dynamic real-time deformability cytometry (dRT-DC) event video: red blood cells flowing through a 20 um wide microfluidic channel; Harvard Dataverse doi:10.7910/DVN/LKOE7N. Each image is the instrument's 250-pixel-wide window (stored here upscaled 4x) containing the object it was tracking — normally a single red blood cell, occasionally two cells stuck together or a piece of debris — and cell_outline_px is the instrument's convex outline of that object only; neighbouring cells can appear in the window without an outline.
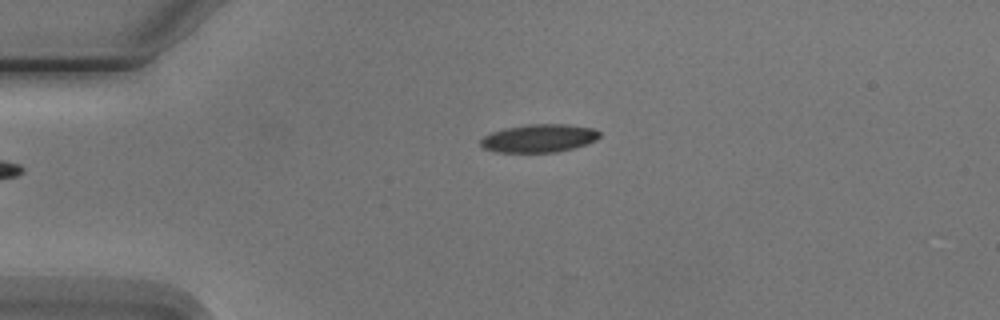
{"species": "Egyptian fruit bat (a non-hibernating species)", "species_latin": "Rousettus aegyptiacus", "temperature_condition": "cold", "stored_images_in_passage": 3, "camera_frame_rate_fps": 3000, "um_per_image_px": 0.085, "animal": {"sex": "male"}, "frame": {"image": 1, "passage_image": 1, "time_ms": 0.0, "image_size_px": [1000, 320], "cell_outline_px": [[600, 136], [596, 140], [572, 148], [556, 152], [496, 152], [484, 148], [480, 144], [480, 140], [484, 136], [492, 132], [504, 128], [524, 124], [568, 124], [592, 128], [600, 132]], "centroid_in_image_um": [45.79, 11.74], "position_along_channel_um": 39.2, "area_um2": 19.42}}
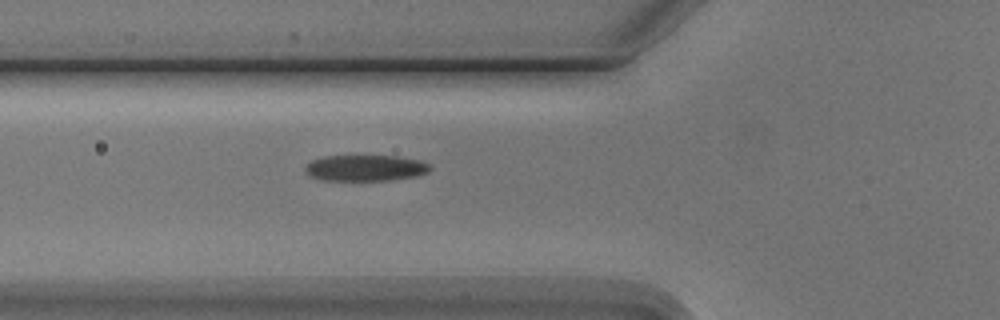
{"frame": {"image": 2, "passage_image": 3, "time_ms": 2.333, "image_size_px": [1000, 320], "cell_outline_px": [[432, 168], [428, 172], [420, 176], [388, 180], [320, 180], [308, 176], [304, 168], [312, 160], [324, 156], [396, 156], [420, 160], [428, 164]], "centroid_in_image_um": [31.07, 14.28], "position_along_channel_um": 94.7, "area_um2": 19.07}}